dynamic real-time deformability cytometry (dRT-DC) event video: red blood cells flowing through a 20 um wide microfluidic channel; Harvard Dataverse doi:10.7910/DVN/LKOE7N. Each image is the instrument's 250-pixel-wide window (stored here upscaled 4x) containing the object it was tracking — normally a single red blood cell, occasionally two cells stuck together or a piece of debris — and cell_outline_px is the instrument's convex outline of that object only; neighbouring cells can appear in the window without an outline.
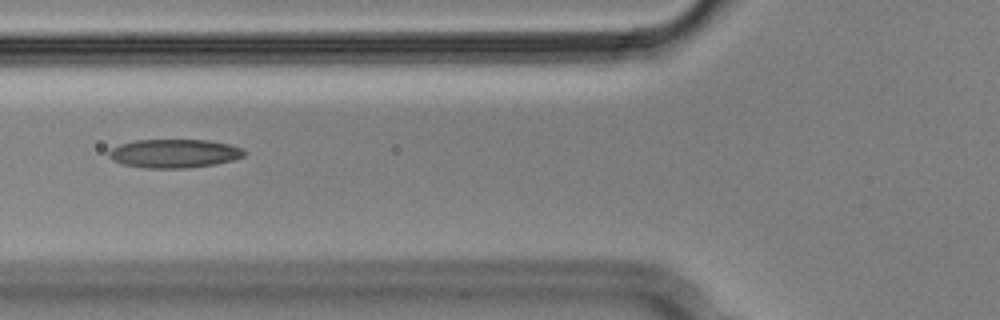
{"species": "Egyptian fruit bat (a non-hibernating species)", "species_latin": "Rousettus aegyptiacus", "temperature_condition": "cold", "stored_images_in_passage": 8, "camera_frame_rate_fps": 3000, "um_per_image_px": 0.085, "animal": {"sex": "male"}, "frame": {"image": 1, "passage_image": 5, "time_ms": 1.333, "image_size_px": [1000, 320], "cell_outline_px": [[248, 152], [244, 156], [232, 160], [216, 164], [188, 168], [144, 168], [124, 164], [108, 156], [108, 152], [112, 148], [120, 144], [136, 140], [208, 140], [228, 144], [244, 148]], "centroid_in_image_um": [14.86, 13.04], "position_along_channel_um": 110.9, "area_um2": 22.6}}
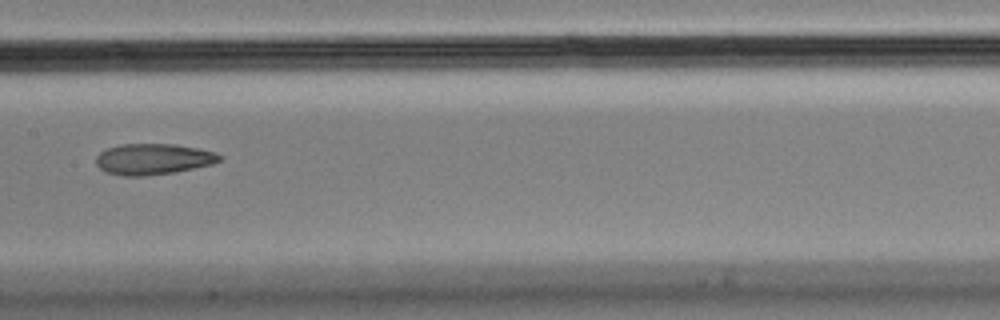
{"frame": {"image": 2, "passage_image": 7, "time_ms": 2.0, "image_size_px": [1000, 320], "cell_outline_px": [[220, 160], [212, 164], [176, 172], [144, 176], [124, 176], [108, 172], [100, 168], [96, 164], [96, 156], [100, 152], [108, 148], [120, 144], [176, 144], [216, 152], [220, 156]], "centroid_in_image_um": [13.01, 13.52], "position_along_channel_um": 194.4, "area_um2": 22.2}}
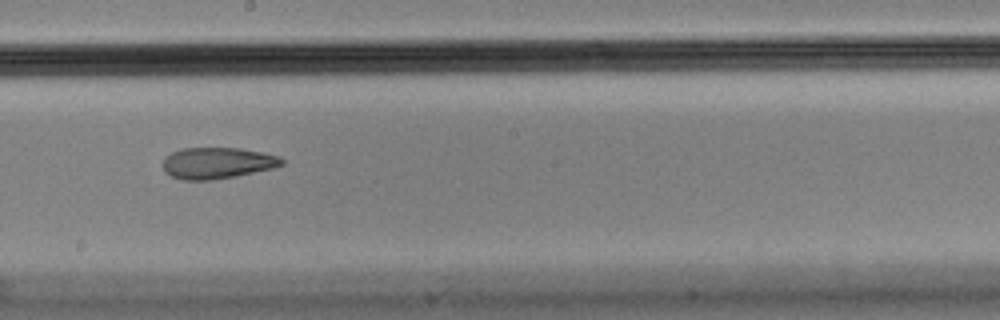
{"frame": {"image": 3, "passage_image": 8, "time_ms": 2.333, "image_size_px": [1000, 320], "cell_outline_px": [[284, 164], [272, 168], [236, 176], [212, 180], [180, 180], [164, 172], [164, 156], [180, 148], [240, 148], [264, 152], [280, 156], [284, 160]], "centroid_in_image_um": [18.47, 13.85], "position_along_channel_um": 229.7, "area_um2": 21.85}}